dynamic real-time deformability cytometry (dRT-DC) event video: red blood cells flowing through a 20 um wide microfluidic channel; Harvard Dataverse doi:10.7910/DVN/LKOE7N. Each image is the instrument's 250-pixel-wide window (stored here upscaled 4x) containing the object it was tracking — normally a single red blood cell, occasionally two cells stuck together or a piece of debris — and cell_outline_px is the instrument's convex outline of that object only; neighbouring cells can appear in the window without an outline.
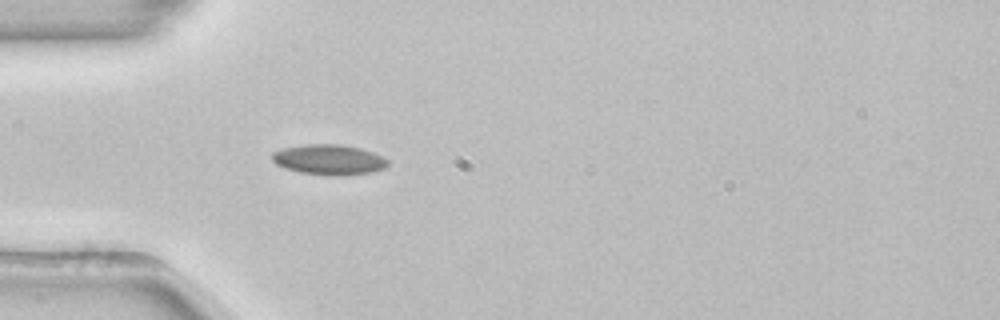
{"species": "common noctule bat (a hibernating species)", "species_latin": "Nyctalus noctula", "temperature_condition": "room temperature", "stored_images_in_passage": 33, "camera_frame_rate_fps": 3000, "um_per_image_px": 0.085, "animal": {"sex": "female", "body_mass_g": 22.7, "forearm_length_mm": 54.2}, "frame": {"image": 1, "passage_image": 1, "time_ms": 0.0, "image_size_px": [1000, 320], "cell_outline_px": [[388, 164], [384, 168], [372, 172], [344, 176], [328, 176], [300, 172], [284, 168], [276, 164], [272, 160], [272, 152], [284, 148], [304, 144], [340, 144], [360, 148], [372, 152], [388, 160]], "centroid_in_image_um": [27.95, 13.58], "position_along_channel_um": 57.1, "area_um2": 20.52}, "authors_computed_cell_mechanics": {"area_um2": 18.6694, "velocity_mm_per_s": 3.8736, "shape_relaxation_time_tau1_ms": null, "shape_relaxation_time_tau2_ms": 6.1678, "deformation_change_tau1": null, "deformation_change_tau2": 0.0962}}